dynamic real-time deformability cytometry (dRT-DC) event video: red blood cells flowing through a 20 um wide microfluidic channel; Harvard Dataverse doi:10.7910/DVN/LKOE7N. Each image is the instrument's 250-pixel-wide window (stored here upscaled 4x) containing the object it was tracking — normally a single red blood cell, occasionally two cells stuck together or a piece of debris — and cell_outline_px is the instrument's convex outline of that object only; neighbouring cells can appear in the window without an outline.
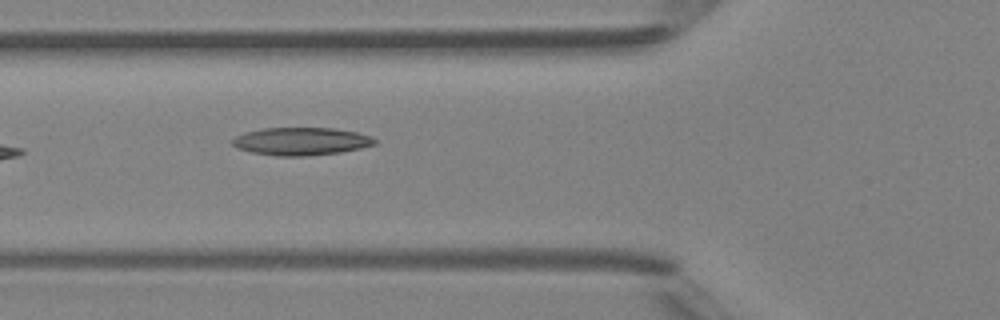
{"species": "Egyptian fruit bat (a non-hibernating species)", "species_latin": "Rousettus aegyptiacus", "temperature_condition": "room temperature", "stored_images_in_passage": 5, "camera_frame_rate_fps": 3000, "um_per_image_px": 0.085, "animal": {"sex": "female"}, "frame": {"image": 1, "passage_image": 5, "time_ms": 5.667, "image_size_px": [1000, 320], "cell_outline_px": [[376, 144], [360, 148], [340, 152], [308, 156], [276, 156], [252, 152], [236, 148], [232, 144], [232, 140], [236, 136], [244, 132], [264, 128], [336, 128], [356, 132], [372, 136], [376, 140]], "centroid_in_image_um": [25.59, 12.01], "position_along_channel_um": 100.2, "area_um2": 23.12}}